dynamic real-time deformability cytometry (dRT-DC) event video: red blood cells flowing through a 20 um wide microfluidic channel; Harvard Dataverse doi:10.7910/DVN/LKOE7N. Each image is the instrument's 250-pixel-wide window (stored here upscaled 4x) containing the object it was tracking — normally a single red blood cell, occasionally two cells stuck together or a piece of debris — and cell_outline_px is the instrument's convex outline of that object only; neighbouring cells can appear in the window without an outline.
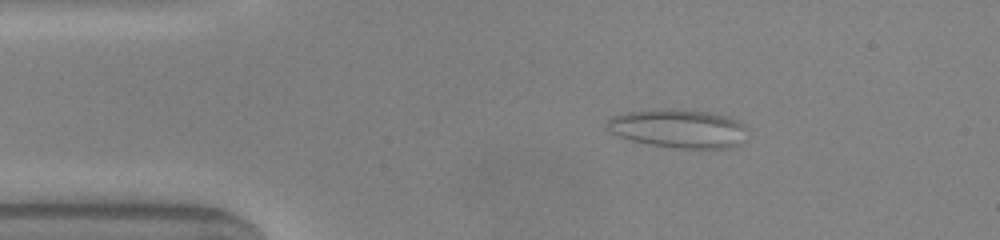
{"species": "common noctule bat (a hibernating species)", "species_latin": "Nyctalus noctula", "temperature_condition": "warm", "stored_images_in_passage": 52, "camera_frame_rate_fps": 3000, "um_per_image_px": 0.085, "animal": {"sex": "male", "body_mass_g": 20.0, "forearm_length_mm": 53.3}, "frame": {"image": 1, "passage_image": 8, "time_ms": 2.333, "image_size_px": [1000, 240], "cell_outline_px": [[748, 128], [740, 144], [732, 148], [672, 148], [648, 144], [632, 140], [608, 132], [604, 128], [604, 124], [612, 116], [628, 112], [708, 112], [724, 116], [736, 120], [744, 124]], "centroid_in_image_um": [57.67, 10.99], "position_along_channel_um": 27.3, "area_um2": 30.58}}
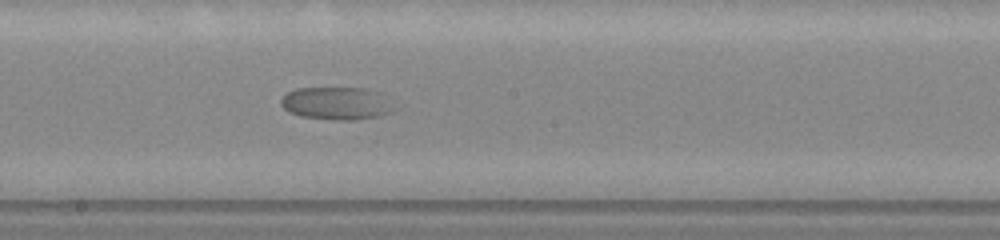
{"frame": {"image": 2, "passage_image": 27, "time_ms": 8.667, "image_size_px": [1000, 240], "cell_outline_px": [[388, 112], [380, 116], [356, 120], [332, 120], [300, 116], [288, 112], [280, 104], [280, 100], [288, 92], [296, 88], [364, 88], [376, 92]], "centroid_in_image_um": [28.38, 8.8], "position_along_channel_um": 219.8, "area_um2": 20.63}}
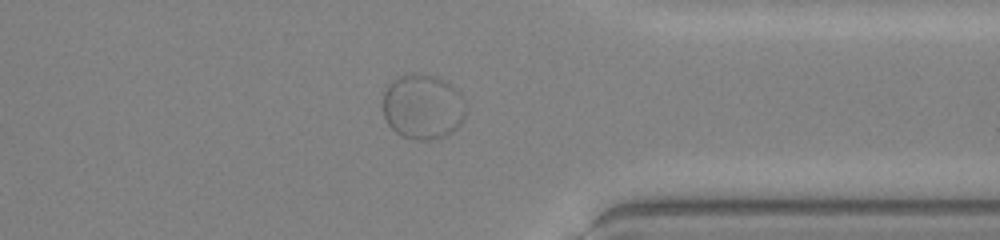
{"frame": {"image": 3, "passage_image": 40, "time_ms": 13.0, "image_size_px": [1000, 240], "cell_outline_px": [[464, 116], [460, 124], [452, 132], [444, 136], [432, 140], [416, 140], [400, 136], [388, 124], [384, 116], [384, 92], [388, 84], [392, 80], [400, 76], [436, 76], [452, 84], [460, 96], [464, 108]], "centroid_in_image_um": [35.92, 9.12], "position_along_channel_um": 375.5, "area_um2": 30.87}, "authors_computed_cell_mechanics": {"area_um2": 28.1775, "velocity_mm_per_s": 3.805, "shape_relaxation_time_tau1_ms": 5.1473, "shape_relaxation_time_tau2_ms": null, "deformation_change_tau1": 0.1322, "deformation_change_tau2": null}}